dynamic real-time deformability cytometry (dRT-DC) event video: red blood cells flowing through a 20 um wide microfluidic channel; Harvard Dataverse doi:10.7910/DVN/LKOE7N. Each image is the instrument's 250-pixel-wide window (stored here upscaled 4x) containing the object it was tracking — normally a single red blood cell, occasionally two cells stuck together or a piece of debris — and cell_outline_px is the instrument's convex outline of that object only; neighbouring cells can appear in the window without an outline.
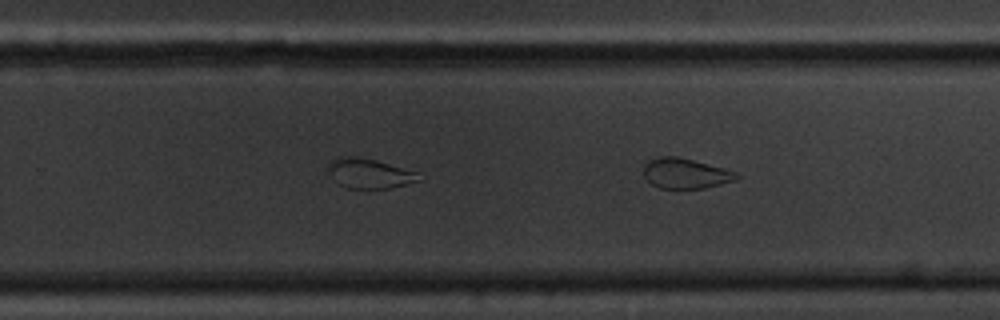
{"species": "common noctule bat (a hibernating species)", "species_latin": "Nyctalus noctula", "temperature_condition": "cold", "stored_images_in_passage": 21, "segment_of_instrument_passage": [2, 2], "camera_frame_rate_fps": 3000, "um_per_image_px": 0.085, "animal": {"sex": "male", "body_mass_g": 20.1, "forearm_length_mm": 53.5}, "frame": {"image": 1, "passage_image": 21, "time_ms": 6.667, "image_size_px": [1000, 320], "cell_outline_px": [[740, 176], [736, 180], [704, 188], [660, 188], [652, 184], [644, 176], [644, 164], [648, 160], [660, 156], [676, 156], [692, 160], [736, 172]], "centroid_in_image_um": [58.24, 14.74], "position_along_channel_um": 271.6, "area_um2": 16.13}}